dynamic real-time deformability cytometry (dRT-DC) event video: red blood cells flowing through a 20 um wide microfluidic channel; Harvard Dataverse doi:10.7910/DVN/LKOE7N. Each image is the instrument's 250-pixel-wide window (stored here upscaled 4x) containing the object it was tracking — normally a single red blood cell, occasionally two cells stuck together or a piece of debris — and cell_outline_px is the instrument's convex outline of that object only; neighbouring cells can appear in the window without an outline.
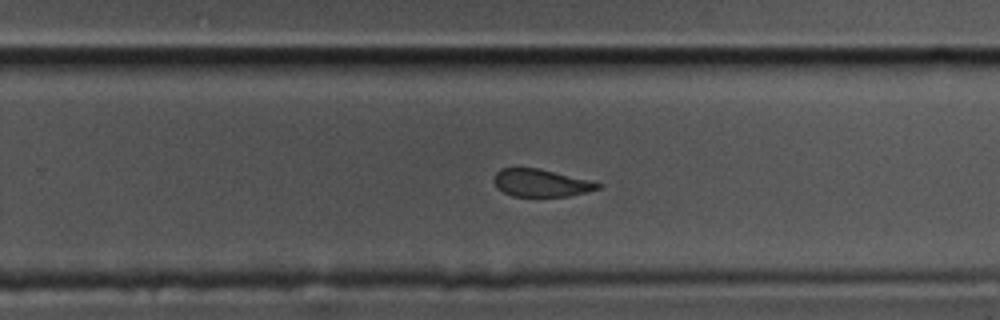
{"species": "common noctule bat (a hibernating species)", "species_latin": "Nyctalus noctula", "temperature_condition": "cold", "stored_images_in_passage": 49, "camera_frame_rate_fps": 3000, "um_per_image_px": 0.085, "animal": {"sex": "male", "body_mass_g": 17.5, "forearm_length_mm": 52.3}, "frame": {"image": 1, "passage_image": 27, "time_ms": 8.667, "image_size_px": [1000, 320], "cell_outline_px": [[604, 184], [600, 188], [568, 196], [512, 196], [496, 188], [492, 180], [496, 172], [500, 168], [536, 168], [588, 180]], "centroid_in_image_um": [45.92, 15.55], "position_along_channel_um": 283.9, "area_um2": 16.47}}
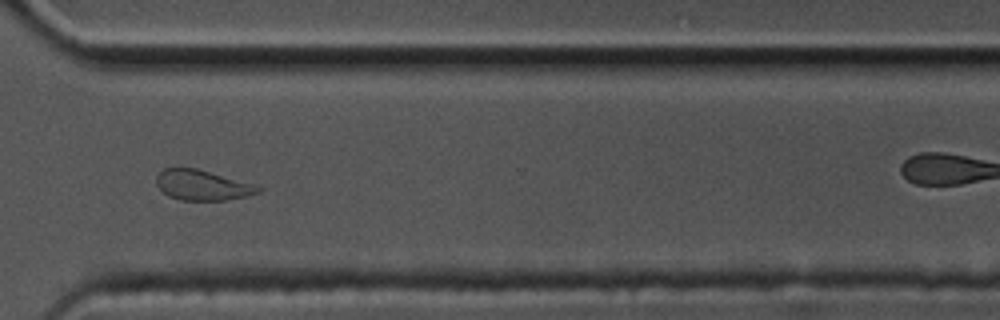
{"frame": {"image": 2, "passage_image": 33, "time_ms": 10.667, "image_size_px": [1000, 320], "cell_outline_px": [[264, 188], [260, 192], [244, 196], [224, 200], [180, 200], [168, 196], [156, 184], [156, 176], [164, 168], [196, 168], [256, 184]], "centroid_in_image_um": [17.21, 15.73], "position_along_channel_um": 353.4, "area_um2": 17.92}}
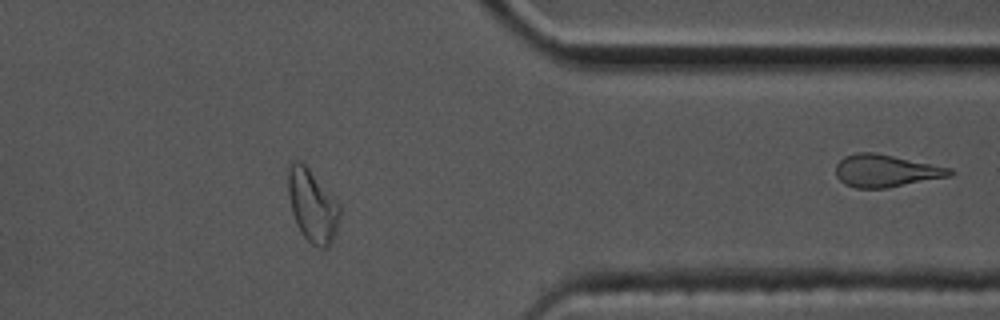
{"frame": {"image": 3, "passage_image": 37, "time_ms": 12.0, "image_size_px": [1000, 320], "cell_outline_px": [[340, 216], [336, 232], [328, 248], [320, 248], [312, 244], [300, 232], [296, 224], [292, 212], [288, 196], [288, 164], [292, 160], [300, 160], [308, 168], [340, 204]], "centroid_in_image_um": [26.54, 17.48], "position_along_channel_um": 384.9, "area_um2": 21.91}, "authors_computed_cell_mechanics": {"area_um2": 18.9584, "velocity_mm_per_s": 3.4606, "shape_relaxation_time_tau1_ms": 6.9892, "shape_relaxation_time_tau2_ms": 1.1877, "deformation_change_tau1": 0.1419, "deformation_change_tau2": 0.0754}}